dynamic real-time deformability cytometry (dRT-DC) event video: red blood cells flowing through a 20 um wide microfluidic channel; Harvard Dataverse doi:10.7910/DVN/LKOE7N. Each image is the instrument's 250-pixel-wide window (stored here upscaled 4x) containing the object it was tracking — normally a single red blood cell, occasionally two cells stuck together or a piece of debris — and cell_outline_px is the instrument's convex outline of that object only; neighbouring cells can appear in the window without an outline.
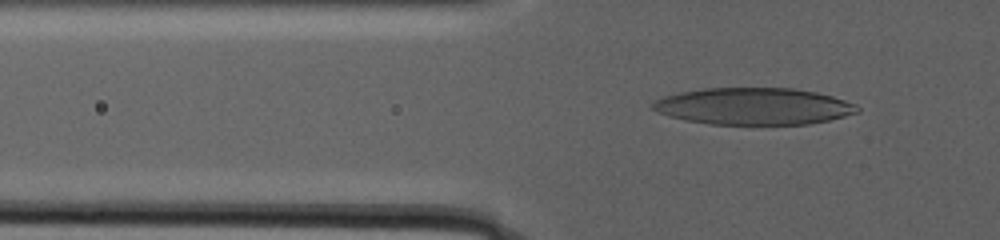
{"species": "human", "species_latin": "Homo sapiens", "temperature_condition": "warm", "stored_images_in_passage": 61, "camera_frame_rate_fps": 3000, "um_per_image_px": 0.085, "donor": {"sex": "male"}, "frame": {"image": 1, "passage_image": 20, "time_ms": 11.0, "image_size_px": [1000, 240], "cell_outline_px": [[860, 112], [828, 120], [808, 124], [708, 124], [684, 120], [668, 116], [656, 112], [652, 108], [652, 104], [656, 100], [664, 96], [680, 92], [704, 88], [792, 88], [816, 92], [832, 96], [856, 104], [860, 108]], "centroid_in_image_um": [64.05, 9.03], "position_along_channel_um": 61.8, "area_um2": 43.99}}
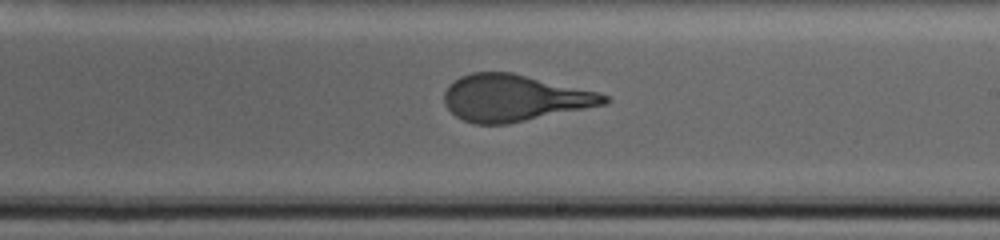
{"frame": {"image": 2, "passage_image": 36, "time_ms": 20.0, "image_size_px": [1000, 240], "cell_outline_px": [[612, 100], [608, 104], [508, 124], [472, 124], [456, 116], [444, 104], [444, 92], [448, 84], [460, 76], [472, 72], [512, 72], [596, 92], [608, 96]], "centroid_in_image_um": [43.69, 8.33], "position_along_channel_um": 245.3, "area_um2": 43.52}}
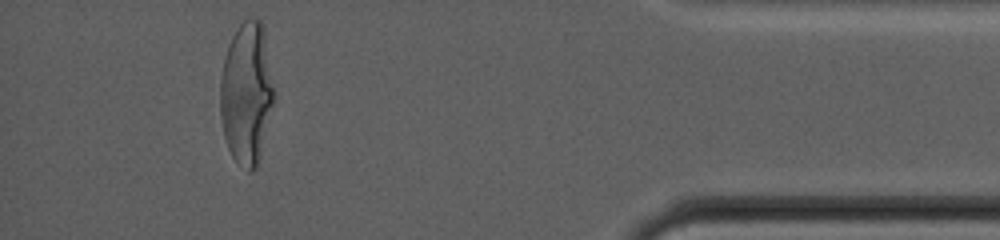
{"frame": {"image": 3, "passage_image": 56, "time_ms": 29.333, "image_size_px": [1000, 240], "cell_outline_px": [[276, 104], [260, 156], [256, 168], [252, 172], [248, 172], [232, 156], [228, 148], [224, 136], [220, 116], [220, 76], [224, 56], [228, 44], [236, 28], [248, 16], [260, 20], [264, 24], [276, 88]], "centroid_in_image_um": [21.01, 7.88], "position_along_channel_um": 414.2, "area_um2": 46.3}, "authors_computed_cell_mechanics": {"area_um2": 44.4482, "velocity_mm_per_s": 2.2383, "shape_relaxation_time_tau1_ms": 7.511, "shape_relaxation_time_tau2_ms": null, "deformation_change_tau1": 0.2553, "deformation_change_tau2": null}}